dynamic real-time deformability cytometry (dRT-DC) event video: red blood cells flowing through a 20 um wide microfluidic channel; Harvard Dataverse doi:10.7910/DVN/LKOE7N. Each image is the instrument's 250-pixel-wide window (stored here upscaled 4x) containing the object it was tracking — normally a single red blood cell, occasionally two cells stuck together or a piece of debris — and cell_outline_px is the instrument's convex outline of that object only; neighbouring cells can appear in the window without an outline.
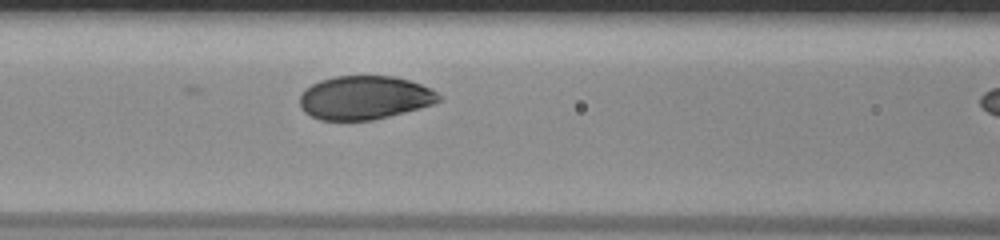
{"species": "human", "species_latin": "Homo sapiens", "temperature_condition": "room temperature", "stored_images_in_passage": 21, "camera_frame_rate_fps": 3000, "um_per_image_px": 0.085, "donor": {"sex": "male"}, "frame": {"image": 1, "passage_image": 10, "time_ms": 3.0, "image_size_px": [1000, 240], "cell_outline_px": [[444, 100], [420, 108], [372, 120], [320, 120], [304, 112], [300, 108], [300, 96], [304, 88], [320, 80], [336, 76], [392, 76], [408, 80], [432, 88]], "centroid_in_image_um": [30.98, 8.3], "position_along_channel_um": 135.6, "area_um2": 35.37}}